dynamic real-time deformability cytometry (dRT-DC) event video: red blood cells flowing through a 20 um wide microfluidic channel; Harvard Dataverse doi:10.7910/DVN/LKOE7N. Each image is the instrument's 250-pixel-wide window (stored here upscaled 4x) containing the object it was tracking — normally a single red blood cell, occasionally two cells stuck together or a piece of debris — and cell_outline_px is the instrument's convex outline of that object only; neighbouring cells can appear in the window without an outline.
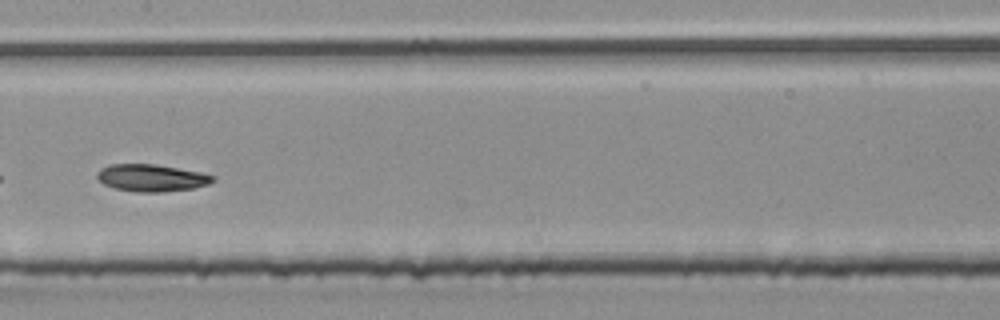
{"species": "common noctule bat (a hibernating species)", "species_latin": "Nyctalus noctula", "temperature_condition": "room temperature", "stored_images_in_passage": 37, "camera_frame_rate_fps": 3000, "um_per_image_px": 0.085, "animal": {"sex": "male", "body_mass_g": 20.4}, "frame": {"image": 1, "passage_image": 11, "time_ms": 3.333, "image_size_px": [1000, 320], "cell_outline_px": [[216, 180], [208, 184], [192, 188], [160, 192], [136, 192], [112, 188], [104, 184], [96, 176], [96, 172], [100, 168], [108, 164], [152, 164], [200, 172], [216, 176]], "centroid_in_image_um": [12.84, 15.12], "position_along_channel_um": 194.6, "area_um2": 18.32}}
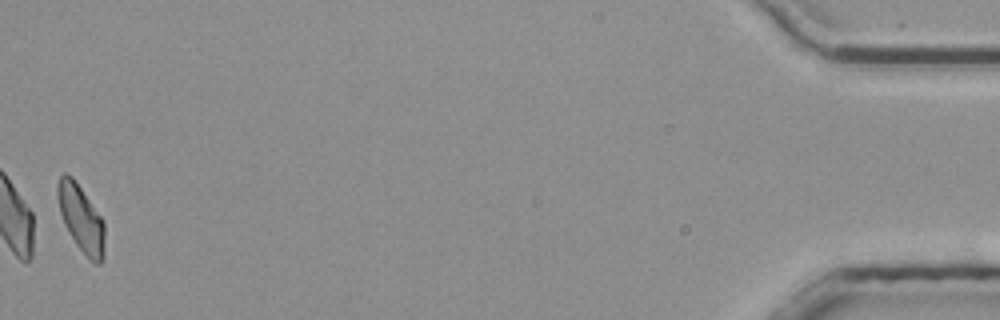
{"frame": {"image": 2, "passage_image": 37, "time_ms": 12.0, "image_size_px": [1000, 320], "cell_outline_px": [[104, 256], [100, 264], [96, 264], [88, 260], [76, 244], [68, 232], [64, 224], [60, 212], [56, 196], [56, 184], [60, 176], [64, 172], [72, 176], [104, 220]], "centroid_in_image_um": [6.88, 18.58], "position_along_channel_um": 428.3, "area_um2": 18.61}, "authors_computed_cell_mechanics": {"area_um2": 18.0914, "velocity_mm_per_s": 3.8396, "shape_relaxation_time_tau1_ms": null, "shape_relaxation_time_tau2_ms": 3.7809, "deformation_change_tau1": null, "deformation_change_tau2": 0.0934}}